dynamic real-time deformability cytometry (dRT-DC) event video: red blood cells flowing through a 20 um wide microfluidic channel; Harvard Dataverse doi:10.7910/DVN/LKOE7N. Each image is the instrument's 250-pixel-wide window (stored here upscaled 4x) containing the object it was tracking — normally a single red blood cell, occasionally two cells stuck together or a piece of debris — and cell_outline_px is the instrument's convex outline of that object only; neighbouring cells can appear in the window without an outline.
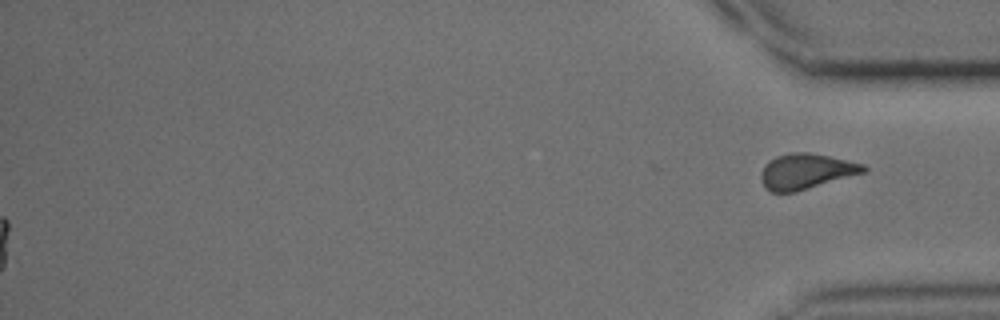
{"species": "common noctule bat (a hibernating species)", "species_latin": "Nyctalus noctula", "temperature_condition": "cold", "stored_images_in_passage": 39, "segment_of_instrument_passage": [2, 2], "camera_frame_rate_fps": 3000, "um_per_image_px": 0.085, "animal": {"sex": "male", "body_mass_g": 15.6}, "frame": {"image": 1, "passage_image": 39, "time_ms": 12.667, "image_size_px": [1000, 320], "cell_outline_px": [[868, 172], [796, 192], [768, 192], [764, 188], [760, 176], [760, 172], [764, 164], [768, 160], [776, 156], [792, 152], [808, 152], [828, 156], [864, 164], [868, 168]], "centroid_in_image_um": [68.5, 14.58], "position_along_channel_um": 366.7, "area_um2": 21.56}}